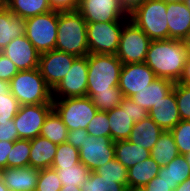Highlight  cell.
Returning <instances> with one entry per match:
<instances>
[{"label": "cell", "instance_id": "cell-22", "mask_svg": "<svg viewBox=\"0 0 190 191\" xmlns=\"http://www.w3.org/2000/svg\"><path fill=\"white\" fill-rule=\"evenodd\" d=\"M30 145L29 166L37 170L51 168L58 145L41 136L31 139Z\"/></svg>", "mask_w": 190, "mask_h": 191}, {"label": "cell", "instance_id": "cell-18", "mask_svg": "<svg viewBox=\"0 0 190 191\" xmlns=\"http://www.w3.org/2000/svg\"><path fill=\"white\" fill-rule=\"evenodd\" d=\"M168 39L186 40L190 34V10L184 2L167 1Z\"/></svg>", "mask_w": 190, "mask_h": 191}, {"label": "cell", "instance_id": "cell-57", "mask_svg": "<svg viewBox=\"0 0 190 191\" xmlns=\"http://www.w3.org/2000/svg\"><path fill=\"white\" fill-rule=\"evenodd\" d=\"M126 191H142L141 189H131V188H127Z\"/></svg>", "mask_w": 190, "mask_h": 191}, {"label": "cell", "instance_id": "cell-47", "mask_svg": "<svg viewBox=\"0 0 190 191\" xmlns=\"http://www.w3.org/2000/svg\"><path fill=\"white\" fill-rule=\"evenodd\" d=\"M14 141H0V170L7 168V158H10Z\"/></svg>", "mask_w": 190, "mask_h": 191}, {"label": "cell", "instance_id": "cell-8", "mask_svg": "<svg viewBox=\"0 0 190 191\" xmlns=\"http://www.w3.org/2000/svg\"><path fill=\"white\" fill-rule=\"evenodd\" d=\"M107 113L110 124V137L113 142L127 140L134 124L148 116V111L130 97H124L118 107Z\"/></svg>", "mask_w": 190, "mask_h": 191}, {"label": "cell", "instance_id": "cell-37", "mask_svg": "<svg viewBox=\"0 0 190 191\" xmlns=\"http://www.w3.org/2000/svg\"><path fill=\"white\" fill-rule=\"evenodd\" d=\"M180 155L190 152V120H181L170 130Z\"/></svg>", "mask_w": 190, "mask_h": 191}, {"label": "cell", "instance_id": "cell-10", "mask_svg": "<svg viewBox=\"0 0 190 191\" xmlns=\"http://www.w3.org/2000/svg\"><path fill=\"white\" fill-rule=\"evenodd\" d=\"M126 22L87 23L89 53L117 54L120 35Z\"/></svg>", "mask_w": 190, "mask_h": 191}, {"label": "cell", "instance_id": "cell-43", "mask_svg": "<svg viewBox=\"0 0 190 191\" xmlns=\"http://www.w3.org/2000/svg\"><path fill=\"white\" fill-rule=\"evenodd\" d=\"M17 139L19 136L14 121L0 122V141H16Z\"/></svg>", "mask_w": 190, "mask_h": 191}, {"label": "cell", "instance_id": "cell-36", "mask_svg": "<svg viewBox=\"0 0 190 191\" xmlns=\"http://www.w3.org/2000/svg\"><path fill=\"white\" fill-rule=\"evenodd\" d=\"M98 175L109 179H118V183L127 188L128 169L125 168L116 158L98 167L95 171Z\"/></svg>", "mask_w": 190, "mask_h": 191}, {"label": "cell", "instance_id": "cell-31", "mask_svg": "<svg viewBox=\"0 0 190 191\" xmlns=\"http://www.w3.org/2000/svg\"><path fill=\"white\" fill-rule=\"evenodd\" d=\"M39 136L56 145L67 142L68 129L54 109L46 117Z\"/></svg>", "mask_w": 190, "mask_h": 191}, {"label": "cell", "instance_id": "cell-2", "mask_svg": "<svg viewBox=\"0 0 190 191\" xmlns=\"http://www.w3.org/2000/svg\"><path fill=\"white\" fill-rule=\"evenodd\" d=\"M55 50L88 56L87 22L78 10L59 12Z\"/></svg>", "mask_w": 190, "mask_h": 191}, {"label": "cell", "instance_id": "cell-55", "mask_svg": "<svg viewBox=\"0 0 190 191\" xmlns=\"http://www.w3.org/2000/svg\"><path fill=\"white\" fill-rule=\"evenodd\" d=\"M183 2L188 7V9L190 10V0H184Z\"/></svg>", "mask_w": 190, "mask_h": 191}, {"label": "cell", "instance_id": "cell-13", "mask_svg": "<svg viewBox=\"0 0 190 191\" xmlns=\"http://www.w3.org/2000/svg\"><path fill=\"white\" fill-rule=\"evenodd\" d=\"M88 61L87 56L77 57L69 72L52 90V98H75L87 96Z\"/></svg>", "mask_w": 190, "mask_h": 191}, {"label": "cell", "instance_id": "cell-54", "mask_svg": "<svg viewBox=\"0 0 190 191\" xmlns=\"http://www.w3.org/2000/svg\"><path fill=\"white\" fill-rule=\"evenodd\" d=\"M184 156H185L188 164L190 165V152L186 153Z\"/></svg>", "mask_w": 190, "mask_h": 191}, {"label": "cell", "instance_id": "cell-19", "mask_svg": "<svg viewBox=\"0 0 190 191\" xmlns=\"http://www.w3.org/2000/svg\"><path fill=\"white\" fill-rule=\"evenodd\" d=\"M38 177L39 170L31 166L0 170V178L9 191H35Z\"/></svg>", "mask_w": 190, "mask_h": 191}, {"label": "cell", "instance_id": "cell-5", "mask_svg": "<svg viewBox=\"0 0 190 191\" xmlns=\"http://www.w3.org/2000/svg\"><path fill=\"white\" fill-rule=\"evenodd\" d=\"M166 10V0H148L128 16L151 40H162L168 39Z\"/></svg>", "mask_w": 190, "mask_h": 191}, {"label": "cell", "instance_id": "cell-38", "mask_svg": "<svg viewBox=\"0 0 190 191\" xmlns=\"http://www.w3.org/2000/svg\"><path fill=\"white\" fill-rule=\"evenodd\" d=\"M173 90L181 120H190V85L176 82Z\"/></svg>", "mask_w": 190, "mask_h": 191}, {"label": "cell", "instance_id": "cell-41", "mask_svg": "<svg viewBox=\"0 0 190 191\" xmlns=\"http://www.w3.org/2000/svg\"><path fill=\"white\" fill-rule=\"evenodd\" d=\"M20 106L19 101L11 93H0V122L13 120Z\"/></svg>", "mask_w": 190, "mask_h": 191}, {"label": "cell", "instance_id": "cell-56", "mask_svg": "<svg viewBox=\"0 0 190 191\" xmlns=\"http://www.w3.org/2000/svg\"><path fill=\"white\" fill-rule=\"evenodd\" d=\"M5 7V0H0V10Z\"/></svg>", "mask_w": 190, "mask_h": 191}, {"label": "cell", "instance_id": "cell-49", "mask_svg": "<svg viewBox=\"0 0 190 191\" xmlns=\"http://www.w3.org/2000/svg\"><path fill=\"white\" fill-rule=\"evenodd\" d=\"M178 83L190 85V55L187 58L186 65L184 67L183 74Z\"/></svg>", "mask_w": 190, "mask_h": 191}, {"label": "cell", "instance_id": "cell-16", "mask_svg": "<svg viewBox=\"0 0 190 191\" xmlns=\"http://www.w3.org/2000/svg\"><path fill=\"white\" fill-rule=\"evenodd\" d=\"M156 79V74L145 62L123 64L120 71L119 89L124 97H131Z\"/></svg>", "mask_w": 190, "mask_h": 191}, {"label": "cell", "instance_id": "cell-52", "mask_svg": "<svg viewBox=\"0 0 190 191\" xmlns=\"http://www.w3.org/2000/svg\"><path fill=\"white\" fill-rule=\"evenodd\" d=\"M0 191H9V189L5 186L1 178H0Z\"/></svg>", "mask_w": 190, "mask_h": 191}, {"label": "cell", "instance_id": "cell-44", "mask_svg": "<svg viewBox=\"0 0 190 191\" xmlns=\"http://www.w3.org/2000/svg\"><path fill=\"white\" fill-rule=\"evenodd\" d=\"M80 0H49L53 11L65 12L77 10Z\"/></svg>", "mask_w": 190, "mask_h": 191}, {"label": "cell", "instance_id": "cell-14", "mask_svg": "<svg viewBox=\"0 0 190 191\" xmlns=\"http://www.w3.org/2000/svg\"><path fill=\"white\" fill-rule=\"evenodd\" d=\"M80 162L90 171L115 158L114 142L111 137L87 136L79 149Z\"/></svg>", "mask_w": 190, "mask_h": 191}, {"label": "cell", "instance_id": "cell-58", "mask_svg": "<svg viewBox=\"0 0 190 191\" xmlns=\"http://www.w3.org/2000/svg\"><path fill=\"white\" fill-rule=\"evenodd\" d=\"M166 1H177V2H182L184 0H166Z\"/></svg>", "mask_w": 190, "mask_h": 191}, {"label": "cell", "instance_id": "cell-3", "mask_svg": "<svg viewBox=\"0 0 190 191\" xmlns=\"http://www.w3.org/2000/svg\"><path fill=\"white\" fill-rule=\"evenodd\" d=\"M87 96L97 92L111 91V87L119 86L122 62L113 54L89 53Z\"/></svg>", "mask_w": 190, "mask_h": 191}, {"label": "cell", "instance_id": "cell-25", "mask_svg": "<svg viewBox=\"0 0 190 191\" xmlns=\"http://www.w3.org/2000/svg\"><path fill=\"white\" fill-rule=\"evenodd\" d=\"M115 158L127 169L151 157L150 151L128 140L114 142Z\"/></svg>", "mask_w": 190, "mask_h": 191}, {"label": "cell", "instance_id": "cell-40", "mask_svg": "<svg viewBox=\"0 0 190 191\" xmlns=\"http://www.w3.org/2000/svg\"><path fill=\"white\" fill-rule=\"evenodd\" d=\"M108 113L98 110L96 115L90 120L86 131L94 137H110Z\"/></svg>", "mask_w": 190, "mask_h": 191}, {"label": "cell", "instance_id": "cell-33", "mask_svg": "<svg viewBox=\"0 0 190 191\" xmlns=\"http://www.w3.org/2000/svg\"><path fill=\"white\" fill-rule=\"evenodd\" d=\"M123 98L124 96L119 86H114L111 87V91L95 93L91 100L98 110L108 112L118 107L122 103Z\"/></svg>", "mask_w": 190, "mask_h": 191}, {"label": "cell", "instance_id": "cell-24", "mask_svg": "<svg viewBox=\"0 0 190 191\" xmlns=\"http://www.w3.org/2000/svg\"><path fill=\"white\" fill-rule=\"evenodd\" d=\"M25 19L6 6L0 10V52L14 39L25 35Z\"/></svg>", "mask_w": 190, "mask_h": 191}, {"label": "cell", "instance_id": "cell-23", "mask_svg": "<svg viewBox=\"0 0 190 191\" xmlns=\"http://www.w3.org/2000/svg\"><path fill=\"white\" fill-rule=\"evenodd\" d=\"M162 133L163 130L157 123L147 116L145 119L134 124L127 140L150 151Z\"/></svg>", "mask_w": 190, "mask_h": 191}, {"label": "cell", "instance_id": "cell-46", "mask_svg": "<svg viewBox=\"0 0 190 191\" xmlns=\"http://www.w3.org/2000/svg\"><path fill=\"white\" fill-rule=\"evenodd\" d=\"M142 191H173L170 189V185L167 184L158 175L149 181L142 189Z\"/></svg>", "mask_w": 190, "mask_h": 191}, {"label": "cell", "instance_id": "cell-48", "mask_svg": "<svg viewBox=\"0 0 190 191\" xmlns=\"http://www.w3.org/2000/svg\"><path fill=\"white\" fill-rule=\"evenodd\" d=\"M147 1L148 0H120L122 7L127 14H130L134 9Z\"/></svg>", "mask_w": 190, "mask_h": 191}, {"label": "cell", "instance_id": "cell-28", "mask_svg": "<svg viewBox=\"0 0 190 191\" xmlns=\"http://www.w3.org/2000/svg\"><path fill=\"white\" fill-rule=\"evenodd\" d=\"M56 170L59 180L62 182L61 191H81L82 184L90 175V170L83 164L78 163L72 167H51Z\"/></svg>", "mask_w": 190, "mask_h": 191}, {"label": "cell", "instance_id": "cell-45", "mask_svg": "<svg viewBox=\"0 0 190 191\" xmlns=\"http://www.w3.org/2000/svg\"><path fill=\"white\" fill-rule=\"evenodd\" d=\"M89 136L86 129H76L68 131L67 143L71 144L77 149H80L81 143L85 140V137Z\"/></svg>", "mask_w": 190, "mask_h": 191}, {"label": "cell", "instance_id": "cell-27", "mask_svg": "<svg viewBox=\"0 0 190 191\" xmlns=\"http://www.w3.org/2000/svg\"><path fill=\"white\" fill-rule=\"evenodd\" d=\"M158 176L174 191L180 183L190 177V165L184 155H178L166 166L160 167Z\"/></svg>", "mask_w": 190, "mask_h": 191}, {"label": "cell", "instance_id": "cell-30", "mask_svg": "<svg viewBox=\"0 0 190 191\" xmlns=\"http://www.w3.org/2000/svg\"><path fill=\"white\" fill-rule=\"evenodd\" d=\"M5 6L25 20L52 11L49 0H5Z\"/></svg>", "mask_w": 190, "mask_h": 191}, {"label": "cell", "instance_id": "cell-34", "mask_svg": "<svg viewBox=\"0 0 190 191\" xmlns=\"http://www.w3.org/2000/svg\"><path fill=\"white\" fill-rule=\"evenodd\" d=\"M30 149V140L17 139L14 141L12 150L10 152V158H7V167L20 168L29 166Z\"/></svg>", "mask_w": 190, "mask_h": 191}, {"label": "cell", "instance_id": "cell-6", "mask_svg": "<svg viewBox=\"0 0 190 191\" xmlns=\"http://www.w3.org/2000/svg\"><path fill=\"white\" fill-rule=\"evenodd\" d=\"M53 109L61 117L68 131L86 129L98 109L90 97L53 98Z\"/></svg>", "mask_w": 190, "mask_h": 191}, {"label": "cell", "instance_id": "cell-9", "mask_svg": "<svg viewBox=\"0 0 190 191\" xmlns=\"http://www.w3.org/2000/svg\"><path fill=\"white\" fill-rule=\"evenodd\" d=\"M151 39L131 20H128L121 31L116 56L122 64L142 63Z\"/></svg>", "mask_w": 190, "mask_h": 191}, {"label": "cell", "instance_id": "cell-26", "mask_svg": "<svg viewBox=\"0 0 190 191\" xmlns=\"http://www.w3.org/2000/svg\"><path fill=\"white\" fill-rule=\"evenodd\" d=\"M160 166L152 157L138 162L128 169L127 188L142 189L149 181L158 175Z\"/></svg>", "mask_w": 190, "mask_h": 191}, {"label": "cell", "instance_id": "cell-35", "mask_svg": "<svg viewBox=\"0 0 190 191\" xmlns=\"http://www.w3.org/2000/svg\"><path fill=\"white\" fill-rule=\"evenodd\" d=\"M78 163H80L79 149L66 142L57 146L51 167H72Z\"/></svg>", "mask_w": 190, "mask_h": 191}, {"label": "cell", "instance_id": "cell-11", "mask_svg": "<svg viewBox=\"0 0 190 191\" xmlns=\"http://www.w3.org/2000/svg\"><path fill=\"white\" fill-rule=\"evenodd\" d=\"M77 10L87 23L127 22L120 0H80Z\"/></svg>", "mask_w": 190, "mask_h": 191}, {"label": "cell", "instance_id": "cell-15", "mask_svg": "<svg viewBox=\"0 0 190 191\" xmlns=\"http://www.w3.org/2000/svg\"><path fill=\"white\" fill-rule=\"evenodd\" d=\"M77 56L51 50L39 56V70L47 85L53 90L66 76Z\"/></svg>", "mask_w": 190, "mask_h": 191}, {"label": "cell", "instance_id": "cell-32", "mask_svg": "<svg viewBox=\"0 0 190 191\" xmlns=\"http://www.w3.org/2000/svg\"><path fill=\"white\" fill-rule=\"evenodd\" d=\"M81 191H126L127 188L118 183V179L104 178L94 171L90 172L87 180L80 187Z\"/></svg>", "mask_w": 190, "mask_h": 191}, {"label": "cell", "instance_id": "cell-4", "mask_svg": "<svg viewBox=\"0 0 190 191\" xmlns=\"http://www.w3.org/2000/svg\"><path fill=\"white\" fill-rule=\"evenodd\" d=\"M10 93L20 105L52 103V89L42 77L39 68L19 71L10 80Z\"/></svg>", "mask_w": 190, "mask_h": 191}, {"label": "cell", "instance_id": "cell-29", "mask_svg": "<svg viewBox=\"0 0 190 191\" xmlns=\"http://www.w3.org/2000/svg\"><path fill=\"white\" fill-rule=\"evenodd\" d=\"M150 154L160 167L166 166L180 155L173 134L170 131H163L154 147L150 150Z\"/></svg>", "mask_w": 190, "mask_h": 191}, {"label": "cell", "instance_id": "cell-21", "mask_svg": "<svg viewBox=\"0 0 190 191\" xmlns=\"http://www.w3.org/2000/svg\"><path fill=\"white\" fill-rule=\"evenodd\" d=\"M174 86V82L165 78H157L149 86L133 94L132 98L137 104L149 111L151 107L158 106Z\"/></svg>", "mask_w": 190, "mask_h": 191}, {"label": "cell", "instance_id": "cell-7", "mask_svg": "<svg viewBox=\"0 0 190 191\" xmlns=\"http://www.w3.org/2000/svg\"><path fill=\"white\" fill-rule=\"evenodd\" d=\"M59 12L50 11L25 20V35L39 54L55 50Z\"/></svg>", "mask_w": 190, "mask_h": 191}, {"label": "cell", "instance_id": "cell-20", "mask_svg": "<svg viewBox=\"0 0 190 191\" xmlns=\"http://www.w3.org/2000/svg\"><path fill=\"white\" fill-rule=\"evenodd\" d=\"M148 116L151 117L163 131L172 130L176 124L181 121L173 89L163 97V101L158 106L151 107L148 111Z\"/></svg>", "mask_w": 190, "mask_h": 191}, {"label": "cell", "instance_id": "cell-17", "mask_svg": "<svg viewBox=\"0 0 190 191\" xmlns=\"http://www.w3.org/2000/svg\"><path fill=\"white\" fill-rule=\"evenodd\" d=\"M17 67L19 71L36 69L39 66V52L26 35L12 40L2 51Z\"/></svg>", "mask_w": 190, "mask_h": 191}, {"label": "cell", "instance_id": "cell-42", "mask_svg": "<svg viewBox=\"0 0 190 191\" xmlns=\"http://www.w3.org/2000/svg\"><path fill=\"white\" fill-rule=\"evenodd\" d=\"M18 72L16 65L0 52V80L10 82Z\"/></svg>", "mask_w": 190, "mask_h": 191}, {"label": "cell", "instance_id": "cell-1", "mask_svg": "<svg viewBox=\"0 0 190 191\" xmlns=\"http://www.w3.org/2000/svg\"><path fill=\"white\" fill-rule=\"evenodd\" d=\"M188 56L184 40H151L144 62L157 78H165L176 83L183 74Z\"/></svg>", "mask_w": 190, "mask_h": 191}, {"label": "cell", "instance_id": "cell-53", "mask_svg": "<svg viewBox=\"0 0 190 191\" xmlns=\"http://www.w3.org/2000/svg\"><path fill=\"white\" fill-rule=\"evenodd\" d=\"M186 44H187V49H188V52H189V55H190V34L188 36V38L185 40Z\"/></svg>", "mask_w": 190, "mask_h": 191}, {"label": "cell", "instance_id": "cell-12", "mask_svg": "<svg viewBox=\"0 0 190 191\" xmlns=\"http://www.w3.org/2000/svg\"><path fill=\"white\" fill-rule=\"evenodd\" d=\"M53 110V103L21 105L13 121L19 139H34L39 136L46 117Z\"/></svg>", "mask_w": 190, "mask_h": 191}, {"label": "cell", "instance_id": "cell-51", "mask_svg": "<svg viewBox=\"0 0 190 191\" xmlns=\"http://www.w3.org/2000/svg\"><path fill=\"white\" fill-rule=\"evenodd\" d=\"M0 93L4 94L10 93V82L5 80H0Z\"/></svg>", "mask_w": 190, "mask_h": 191}, {"label": "cell", "instance_id": "cell-39", "mask_svg": "<svg viewBox=\"0 0 190 191\" xmlns=\"http://www.w3.org/2000/svg\"><path fill=\"white\" fill-rule=\"evenodd\" d=\"M62 186V182L59 180V175L56 170L52 168L39 170L35 191H61Z\"/></svg>", "mask_w": 190, "mask_h": 191}, {"label": "cell", "instance_id": "cell-50", "mask_svg": "<svg viewBox=\"0 0 190 191\" xmlns=\"http://www.w3.org/2000/svg\"><path fill=\"white\" fill-rule=\"evenodd\" d=\"M174 191H190V177L180 183Z\"/></svg>", "mask_w": 190, "mask_h": 191}]
</instances>
